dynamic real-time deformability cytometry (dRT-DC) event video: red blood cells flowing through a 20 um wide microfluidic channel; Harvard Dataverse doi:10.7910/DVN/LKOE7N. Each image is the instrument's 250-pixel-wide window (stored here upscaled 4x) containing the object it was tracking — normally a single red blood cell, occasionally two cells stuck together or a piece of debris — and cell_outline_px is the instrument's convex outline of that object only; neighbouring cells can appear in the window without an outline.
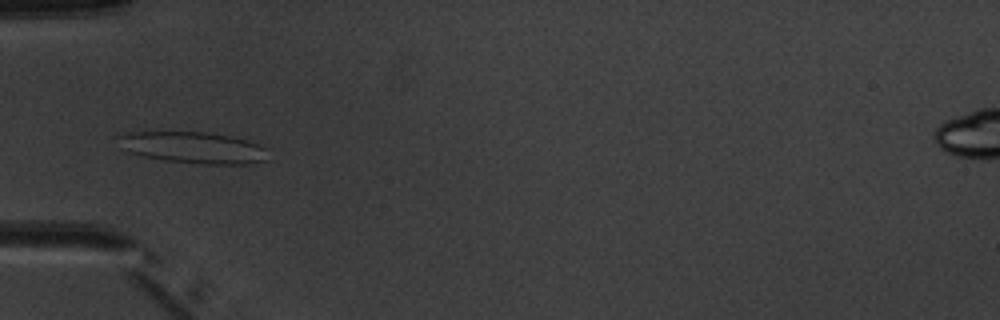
{"species": "common noctule bat (a hibernating species)", "species_latin": "Nyctalus noctula", "temperature_condition": "warm", "stored_images_in_passage": 8, "camera_frame_rate_fps": 3000, "um_per_image_px": 0.085, "animal": {"sex": "male", "body_mass_g": 20.1, "forearm_length_mm": 53.5}, "frame": {"image": 1, "passage_image": 5, "time_ms": 5.333, "image_size_px": [1000, 320], "cell_outline_px": [[272, 148], [268, 160], [248, 164], [204, 164], [164, 160], [144, 156], [128, 152], [120, 148], [112, 136], [116, 132], [208, 132], [232, 136], [248, 140]], "centroid_in_image_um": [16.42, 12.53], "position_along_channel_um": 68.6, "area_um2": 28.55}}
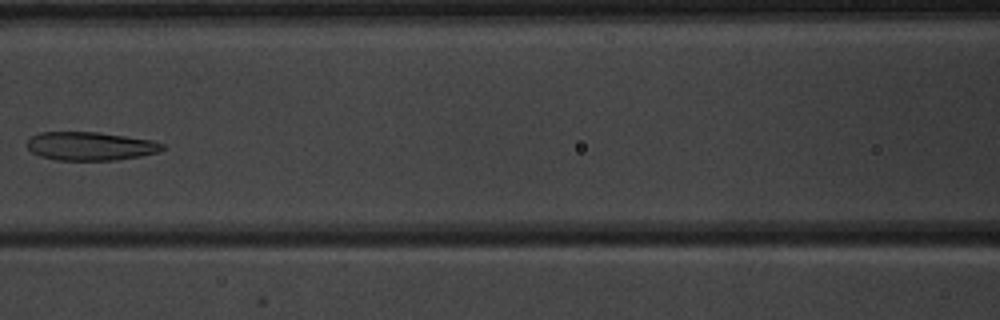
{"frame": {"image": 2, "passage_image": 7, "time_ms": 7.667, "image_size_px": [1000, 320], "cell_outline_px": [[164, 148], [160, 152], [140, 156], [116, 160], [56, 160], [40, 156], [32, 152], [28, 148], [28, 140], [32, 136], [40, 132], [96, 132], [152, 140], [164, 144]], "centroid_in_image_um": [7.69, 12.42], "position_along_channel_um": 158.9, "area_um2": 22.37}}
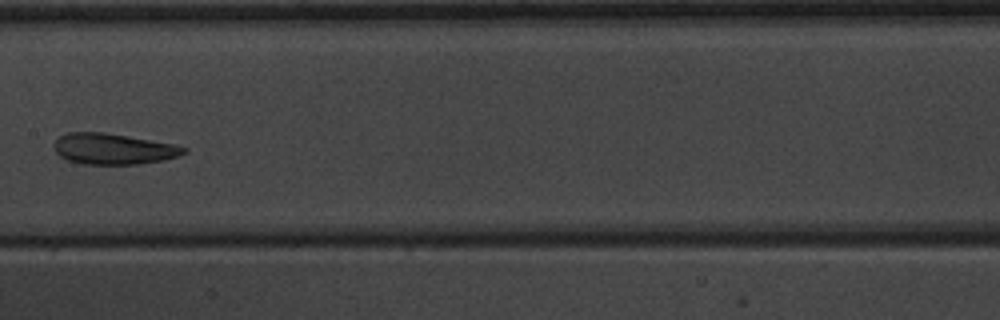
{"frame": {"image": 3, "passage_image": 8, "time_ms": 8.667, "image_size_px": [1000, 320], "cell_outline_px": [[188, 152], [180, 156], [164, 160], [136, 164], [84, 164], [68, 160], [60, 156], [56, 152], [52, 144], [60, 136], [68, 132], [104, 132], [176, 144], [188, 148]], "centroid_in_image_um": [9.67, 12.65], "position_along_channel_um": 197.7, "area_um2": 23.52}}